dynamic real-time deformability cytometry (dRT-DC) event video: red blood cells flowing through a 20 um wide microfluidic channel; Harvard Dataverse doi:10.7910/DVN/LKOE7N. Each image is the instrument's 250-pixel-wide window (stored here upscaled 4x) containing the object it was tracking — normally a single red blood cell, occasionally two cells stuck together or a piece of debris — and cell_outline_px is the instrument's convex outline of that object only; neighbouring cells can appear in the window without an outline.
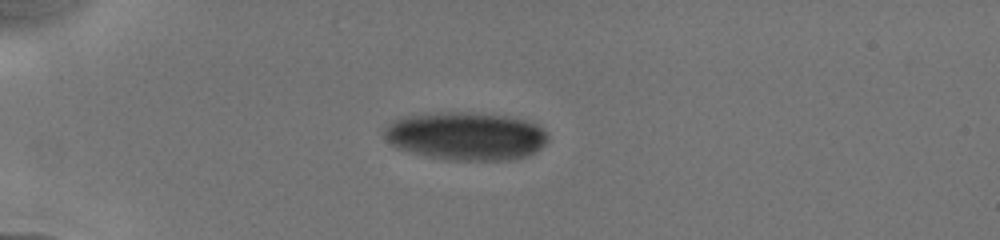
{"species": "human", "species_latin": "Homo sapiens", "temperature_condition": "cold", "stored_images_in_passage": 43, "camera_frame_rate_fps": 3000, "um_per_image_px": 0.085, "donor": {"sex": "male"}, "frame": {"image": 1, "passage_image": 1, "time_ms": 0.0, "image_size_px": [1000, 240], "cell_outline_px": [[548, 140], [536, 152], [528, 156], [516, 160], [448, 160], [428, 156], [412, 152], [400, 148], [392, 144], [380, 132], [392, 120], [408, 116], [440, 112], [468, 112], [508, 116], [524, 120], [536, 124], [544, 128], [548, 136]], "centroid_in_image_um": [39.64, 11.57], "position_along_channel_um": 45.4, "area_um2": 46.07}}
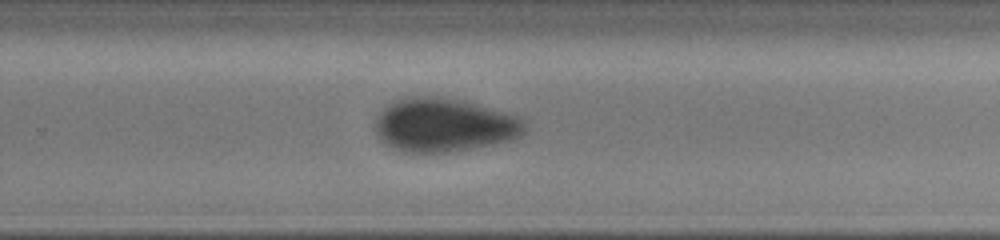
{"frame": {"image": 2, "passage_image": 25, "time_ms": 7.333, "image_size_px": [1000, 240], "cell_outline_px": [[528, 128], [520, 136], [512, 140], [452, 152], [404, 152], [392, 148], [384, 144], [380, 140], [376, 132], [376, 116], [388, 104], [404, 96], [432, 96], [460, 100], [524, 116], [528, 120]], "centroid_in_image_um": [37.8, 10.62], "position_along_channel_um": 292.0, "area_um2": 47.4}}
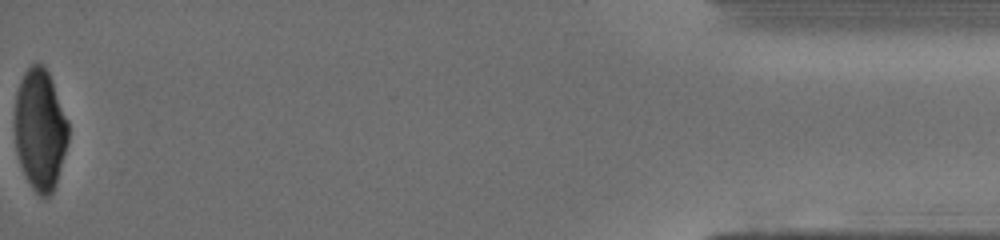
{"frame": {"image": 3, "passage_image": 43, "time_ms": 13.0, "image_size_px": [1000, 240], "cell_outline_px": [[68, 140], [56, 184], [52, 192], [48, 196], [40, 196], [32, 188], [20, 164], [16, 152], [16, 92], [20, 80], [24, 72], [32, 64], [40, 64], [48, 72], [68, 120]], "centroid_in_image_um": [3.41, 11.02], "position_along_channel_um": 431.8, "area_um2": 37.22}, "authors_computed_cell_mechanics": {"area_um2": 46.6446, "velocity_mm_per_s": 3.9021, "shape_relaxation_time_tau1_ms": 4.0359, "shape_relaxation_time_tau2_ms": 3.9662, "deformation_change_tau1": 0.1116, "deformation_change_tau2": 0.0647}}